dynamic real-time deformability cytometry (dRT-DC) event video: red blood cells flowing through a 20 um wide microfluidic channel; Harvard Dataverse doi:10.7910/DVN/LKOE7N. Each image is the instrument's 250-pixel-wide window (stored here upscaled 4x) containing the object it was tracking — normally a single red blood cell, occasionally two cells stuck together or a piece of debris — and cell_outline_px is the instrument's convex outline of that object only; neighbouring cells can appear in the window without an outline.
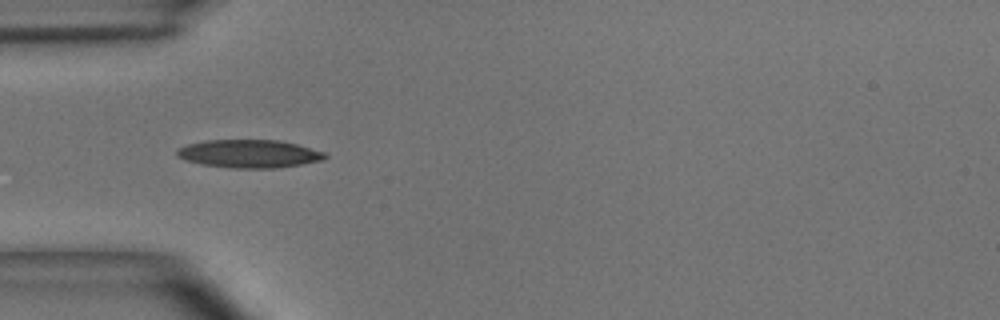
{"species": "common noctule bat (a hibernating species)", "species_latin": "Nyctalus noctula", "temperature_condition": "room temperature", "stored_images_in_passage": 3, "camera_frame_rate_fps": 3000, "um_per_image_px": 0.085, "animal": {"sex": "male", "body_mass_g": 15.6}, "frame": {"image": 1, "passage_image": 1, "time_ms": 0.0, "image_size_px": [1000, 320], "cell_outline_px": [[328, 156], [324, 160], [276, 168], [232, 168], [200, 164], [176, 156], [176, 148], [188, 144], [208, 140], [276, 140], [296, 144], [324, 152]], "centroid_in_image_um": [21.16, 13.07], "position_along_channel_um": 63.8, "area_um2": 24.1}}
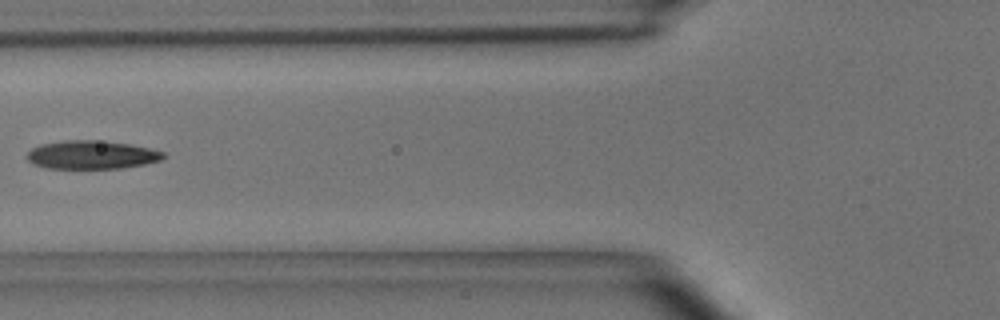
{"frame": {"image": 2, "passage_image": 2, "time_ms": 0.333, "image_size_px": [1000, 320], "cell_outline_px": [[164, 156], [160, 160], [144, 164], [120, 168], [48, 168], [32, 164], [28, 160], [28, 152], [32, 148], [40, 144], [64, 140], [96, 140], [128, 144], [148, 148], [164, 152]], "centroid_in_image_um": [7.75, 13.15], "position_along_channel_um": 118.1, "area_um2": 22.31}}